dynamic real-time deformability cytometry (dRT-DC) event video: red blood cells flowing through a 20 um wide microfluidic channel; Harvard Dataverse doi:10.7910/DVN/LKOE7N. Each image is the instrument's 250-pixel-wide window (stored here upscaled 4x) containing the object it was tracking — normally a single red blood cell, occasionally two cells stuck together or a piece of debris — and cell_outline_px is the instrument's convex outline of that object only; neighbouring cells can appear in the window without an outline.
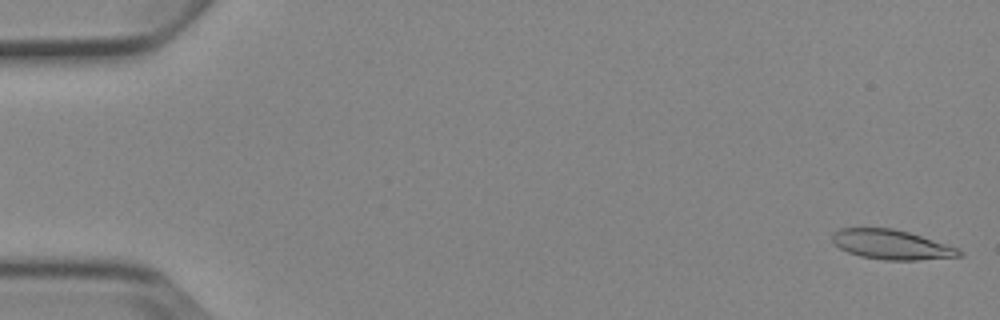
{"species": "Egyptian fruit bat (a non-hibernating species)", "species_latin": "Rousettus aegyptiacus", "temperature_condition": "cold", "stored_images_in_passage": 4, "camera_frame_rate_fps": 3000, "um_per_image_px": 0.085, "animal": {"sex": "female"}, "frame": {"image": 1, "passage_image": 1, "time_ms": 0.0, "image_size_px": [1000, 320], "cell_outline_px": [[964, 256], [916, 260], [884, 260], [860, 256], [848, 252], [840, 248], [832, 240], [832, 232], [840, 228], [892, 228], [908, 232], [956, 248], [964, 252]], "centroid_in_image_um": [75.75, 20.79], "position_along_channel_um": 9.3, "area_um2": 21.68}}
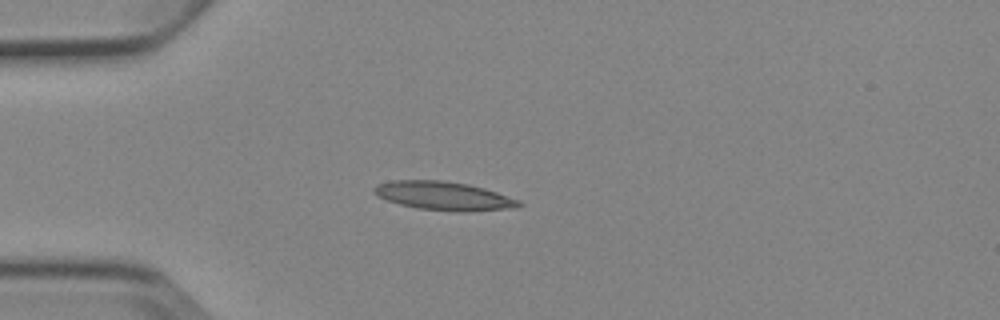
{"frame": {"image": 2, "passage_image": 4, "time_ms": 4.333, "image_size_px": [1000, 320], "cell_outline_px": [[524, 204], [516, 208], [464, 212], [460, 212], [416, 208], [400, 204], [376, 196], [372, 192], [372, 188], [376, 184], [392, 180], [444, 180], [468, 184], [484, 188], [520, 200]], "centroid_in_image_um": [37.71, 16.65], "position_along_channel_um": 47.3, "area_um2": 24.39}}